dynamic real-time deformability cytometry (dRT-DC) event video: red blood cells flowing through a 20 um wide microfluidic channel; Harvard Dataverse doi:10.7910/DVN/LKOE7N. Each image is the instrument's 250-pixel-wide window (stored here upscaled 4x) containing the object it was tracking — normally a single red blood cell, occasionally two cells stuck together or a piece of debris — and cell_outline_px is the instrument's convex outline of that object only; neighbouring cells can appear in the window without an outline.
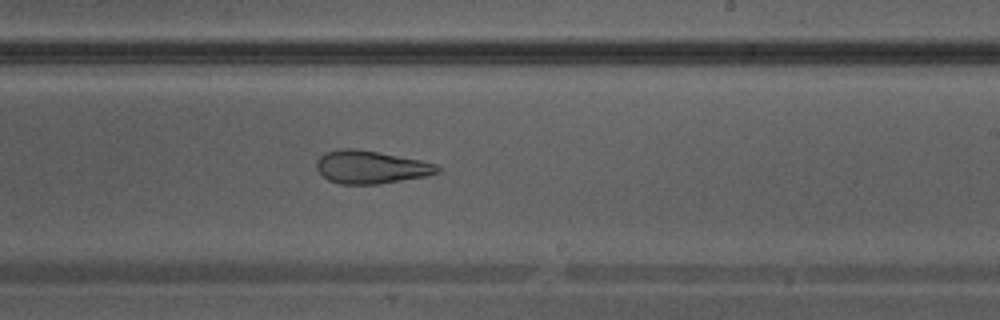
{"species": "Egyptian fruit bat (a non-hibernating species)", "species_latin": "Rousettus aegyptiacus", "temperature_condition": "warm", "stored_images_in_passage": 36, "camera_frame_rate_fps": 3000, "um_per_image_px": 0.085, "animal": {"sex": "male"}, "frame": {"image": 1, "passage_image": 20, "time_ms": 6.333, "image_size_px": [1000, 320], "cell_outline_px": [[444, 168], [440, 172], [424, 176], [380, 184], [340, 184], [328, 180], [316, 168], [316, 160], [320, 156], [328, 152], [340, 148], [356, 148], [420, 160], [436, 164]], "centroid_in_image_um": [31.53, 14.2], "position_along_channel_um": 257.5, "area_um2": 23.18}}